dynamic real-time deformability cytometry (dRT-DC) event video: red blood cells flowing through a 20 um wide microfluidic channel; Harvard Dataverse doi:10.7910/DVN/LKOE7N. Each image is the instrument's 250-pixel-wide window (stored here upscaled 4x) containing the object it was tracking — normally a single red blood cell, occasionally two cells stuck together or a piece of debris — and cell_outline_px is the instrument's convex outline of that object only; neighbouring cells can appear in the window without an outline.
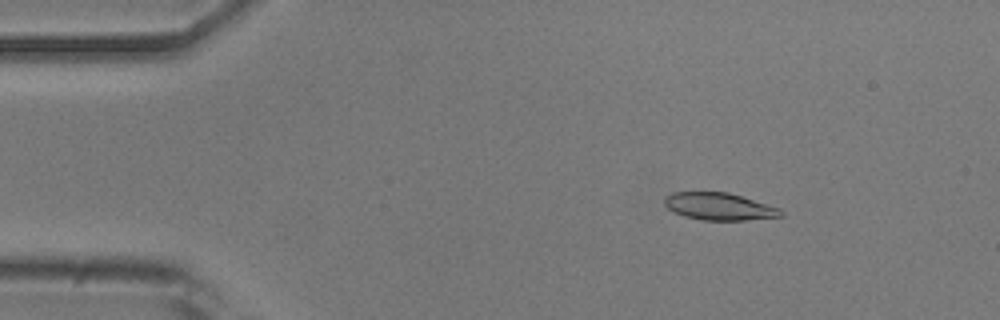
{"species": "common noctule bat (a hibernating species)", "species_latin": "Nyctalus noctula", "temperature_condition": "room temperature", "stored_images_in_passage": 45, "camera_frame_rate_fps": 3000, "um_per_image_px": 0.085, "animal": {"sex": "male", "body_mass_g": 20.5, "forearm_length_mm": 52.5}, "frame": {"image": 1, "passage_image": 1, "time_ms": 0.0, "image_size_px": [1000, 320], "cell_outline_px": [[784, 216], [744, 220], [704, 220], [684, 216], [668, 208], [664, 204], [664, 196], [672, 192], [728, 192], [780, 208], [784, 212]], "centroid_in_image_um": [61.13, 17.54], "position_along_channel_um": 23.9, "area_um2": 18.44}}
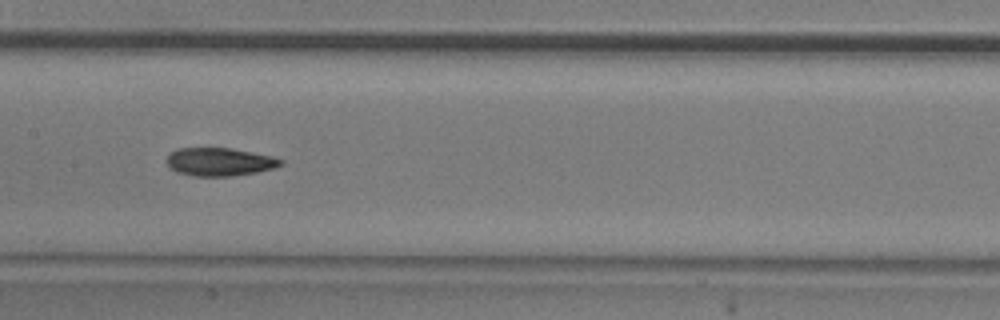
{"frame": {"image": 2, "passage_image": 19, "time_ms": 6.0, "image_size_px": [1000, 320], "cell_outline_px": [[284, 164], [272, 168], [256, 172], [232, 176], [192, 176], [176, 172], [168, 168], [164, 160], [172, 152], [180, 148], [232, 148], [272, 156], [284, 160]], "centroid_in_image_um": [18.63, 13.76], "position_along_channel_um": 188.8, "area_um2": 18.84}}
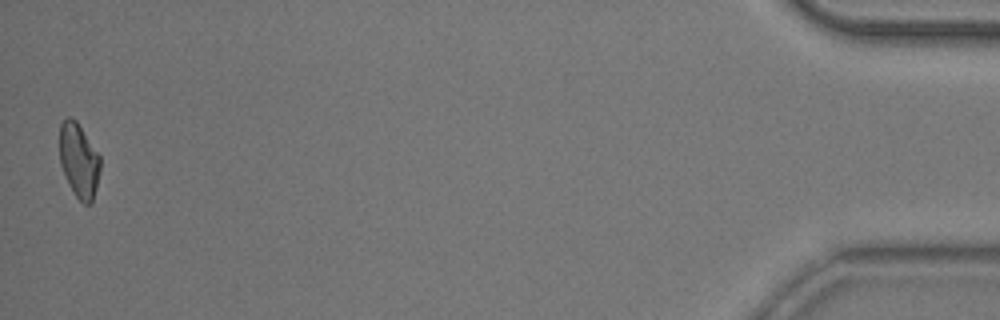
{"frame": {"image": 3, "passage_image": 45, "time_ms": 14.667, "image_size_px": [1000, 320], "cell_outline_px": [[100, 172], [92, 204], [84, 204], [72, 192], [68, 184], [60, 164], [60, 124], [68, 116], [76, 120], [100, 156]], "centroid_in_image_um": [6.71, 13.67], "position_along_channel_um": 428.5, "area_um2": 17.63}, "authors_computed_cell_mechanics": {"area_um2": 18.785, "velocity_mm_per_s": 3.8625, "shape_relaxation_time_tau1_ms": 5.3993, "shape_relaxation_time_tau2_ms": null, "deformation_change_tau1": 0.1666, "deformation_change_tau2": null}}